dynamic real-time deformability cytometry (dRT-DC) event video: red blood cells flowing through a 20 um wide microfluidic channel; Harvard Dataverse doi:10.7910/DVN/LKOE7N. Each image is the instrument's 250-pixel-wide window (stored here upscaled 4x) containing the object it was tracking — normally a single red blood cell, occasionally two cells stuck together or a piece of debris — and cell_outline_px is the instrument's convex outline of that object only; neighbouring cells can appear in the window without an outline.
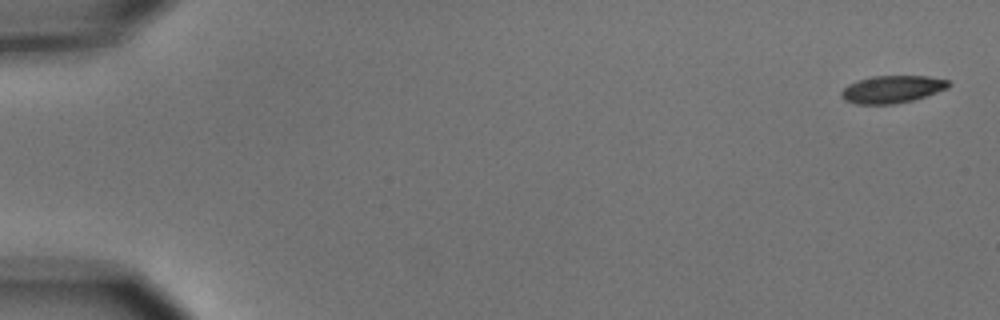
{"species": "common noctule bat (a hibernating species)", "species_latin": "Nyctalus noctula", "temperature_condition": "cold", "stored_images_in_passage": 6, "camera_frame_rate_fps": 3000, "um_per_image_px": 0.085, "animal": {"sex": "male", "body_mass_g": 15.6}, "frame": {"image": 1, "passage_image": 1, "time_ms": 0.0, "image_size_px": [1000, 320], "cell_outline_px": [[952, 84], [948, 88], [912, 100], [892, 104], [856, 104], [844, 100], [840, 96], [840, 92], [848, 84], [856, 80], [872, 76], [928, 76], [948, 80]], "centroid_in_image_um": [75.8, 7.58], "position_along_channel_um": 9.2, "area_um2": 17.17}}
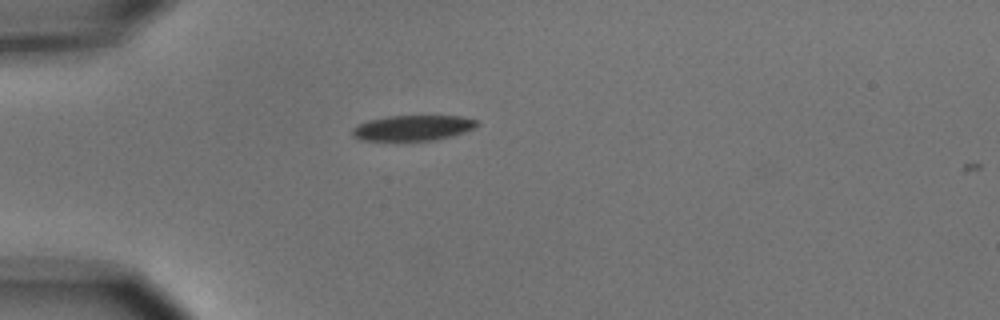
{"frame": {"image": 2, "passage_image": 5, "time_ms": 4.667, "image_size_px": [1000, 320], "cell_outline_px": [[480, 124], [476, 128], [452, 136], [432, 140], [360, 140], [352, 136], [352, 128], [368, 120], [388, 116], [460, 116], [476, 120]], "centroid_in_image_um": [35.11, 10.87], "position_along_channel_um": 49.9, "area_um2": 18.38}}